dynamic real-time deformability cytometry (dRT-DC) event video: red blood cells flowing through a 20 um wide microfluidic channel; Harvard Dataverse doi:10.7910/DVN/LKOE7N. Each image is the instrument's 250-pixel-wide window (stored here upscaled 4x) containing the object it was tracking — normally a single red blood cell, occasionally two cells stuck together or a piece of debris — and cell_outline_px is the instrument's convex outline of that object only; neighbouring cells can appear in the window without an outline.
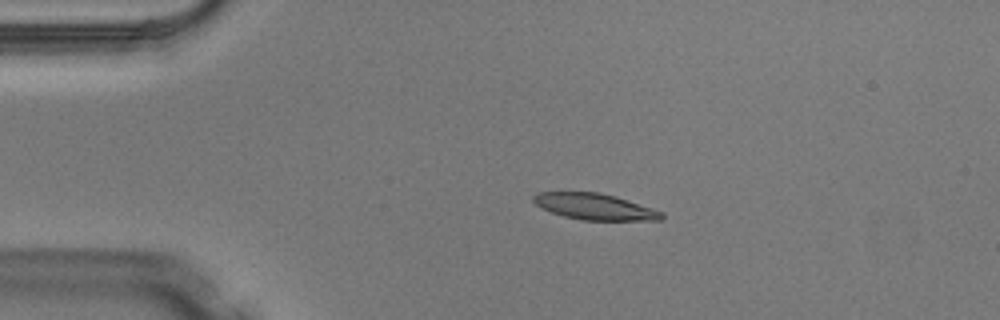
{"species": "Egyptian fruit bat (a non-hibernating species)", "species_latin": "Rousettus aegyptiacus", "temperature_condition": "warm", "stored_images_in_passage": 4, "camera_frame_rate_fps": 3000, "um_per_image_px": 0.085, "animal": {"sex": "male"}, "frame": {"image": 1, "passage_image": 3, "time_ms": 0.667, "image_size_px": [1000, 320], "cell_outline_px": [[664, 220], [584, 220], [564, 216], [552, 212], [536, 204], [532, 200], [532, 196], [536, 192], [600, 192], [616, 196], [664, 212]], "centroid_in_image_um": [50.58, 17.56], "position_along_channel_um": 34.4, "area_um2": 19.54}}